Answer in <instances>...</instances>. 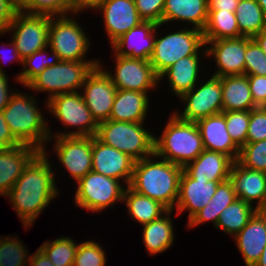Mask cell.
<instances>
[{"instance_id":"41","label":"cell","mask_w":266,"mask_h":266,"mask_svg":"<svg viewBox=\"0 0 266 266\" xmlns=\"http://www.w3.org/2000/svg\"><path fill=\"white\" fill-rule=\"evenodd\" d=\"M237 161L245 168L266 172V139L246 143L240 149Z\"/></svg>"},{"instance_id":"52","label":"cell","mask_w":266,"mask_h":266,"mask_svg":"<svg viewBox=\"0 0 266 266\" xmlns=\"http://www.w3.org/2000/svg\"><path fill=\"white\" fill-rule=\"evenodd\" d=\"M239 0H207L208 10L235 12Z\"/></svg>"},{"instance_id":"48","label":"cell","mask_w":266,"mask_h":266,"mask_svg":"<svg viewBox=\"0 0 266 266\" xmlns=\"http://www.w3.org/2000/svg\"><path fill=\"white\" fill-rule=\"evenodd\" d=\"M17 12L11 0H0V33L6 31Z\"/></svg>"},{"instance_id":"57","label":"cell","mask_w":266,"mask_h":266,"mask_svg":"<svg viewBox=\"0 0 266 266\" xmlns=\"http://www.w3.org/2000/svg\"><path fill=\"white\" fill-rule=\"evenodd\" d=\"M266 15V0H256Z\"/></svg>"},{"instance_id":"43","label":"cell","mask_w":266,"mask_h":266,"mask_svg":"<svg viewBox=\"0 0 266 266\" xmlns=\"http://www.w3.org/2000/svg\"><path fill=\"white\" fill-rule=\"evenodd\" d=\"M22 11L29 14L49 16L71 14L68 0H32Z\"/></svg>"},{"instance_id":"11","label":"cell","mask_w":266,"mask_h":266,"mask_svg":"<svg viewBox=\"0 0 266 266\" xmlns=\"http://www.w3.org/2000/svg\"><path fill=\"white\" fill-rule=\"evenodd\" d=\"M206 76L178 99V103L181 102L180 106L184 105L180 110L178 108L173 110L179 119L197 122L223 111L221 77L210 76L207 71Z\"/></svg>"},{"instance_id":"10","label":"cell","mask_w":266,"mask_h":266,"mask_svg":"<svg viewBox=\"0 0 266 266\" xmlns=\"http://www.w3.org/2000/svg\"><path fill=\"white\" fill-rule=\"evenodd\" d=\"M73 196L74 205L91 213L103 212L122 203L126 185L118 179L106 177L94 171L77 182ZM117 202V203H116Z\"/></svg>"},{"instance_id":"12","label":"cell","mask_w":266,"mask_h":266,"mask_svg":"<svg viewBox=\"0 0 266 266\" xmlns=\"http://www.w3.org/2000/svg\"><path fill=\"white\" fill-rule=\"evenodd\" d=\"M114 61V67L107 69L108 66L99 59V66L110 77L113 85L117 90H129L146 92L152 94L155 89L161 85L159 76L155 73L153 66L149 60L135 59L130 57H122L111 54ZM151 92V93H150Z\"/></svg>"},{"instance_id":"27","label":"cell","mask_w":266,"mask_h":266,"mask_svg":"<svg viewBox=\"0 0 266 266\" xmlns=\"http://www.w3.org/2000/svg\"><path fill=\"white\" fill-rule=\"evenodd\" d=\"M150 102V95L146 92L117 90L109 120L145 123Z\"/></svg>"},{"instance_id":"54","label":"cell","mask_w":266,"mask_h":266,"mask_svg":"<svg viewBox=\"0 0 266 266\" xmlns=\"http://www.w3.org/2000/svg\"><path fill=\"white\" fill-rule=\"evenodd\" d=\"M266 54V28L252 38Z\"/></svg>"},{"instance_id":"42","label":"cell","mask_w":266,"mask_h":266,"mask_svg":"<svg viewBox=\"0 0 266 266\" xmlns=\"http://www.w3.org/2000/svg\"><path fill=\"white\" fill-rule=\"evenodd\" d=\"M245 75L266 76V54L249 37H246Z\"/></svg>"},{"instance_id":"2","label":"cell","mask_w":266,"mask_h":266,"mask_svg":"<svg viewBox=\"0 0 266 266\" xmlns=\"http://www.w3.org/2000/svg\"><path fill=\"white\" fill-rule=\"evenodd\" d=\"M183 167L158 157L155 153L135 162L129 187L135 192L174 210Z\"/></svg>"},{"instance_id":"18","label":"cell","mask_w":266,"mask_h":266,"mask_svg":"<svg viewBox=\"0 0 266 266\" xmlns=\"http://www.w3.org/2000/svg\"><path fill=\"white\" fill-rule=\"evenodd\" d=\"M95 12L102 15L105 35L107 34L111 45L131 28L143 22L134 0H103Z\"/></svg>"},{"instance_id":"8","label":"cell","mask_w":266,"mask_h":266,"mask_svg":"<svg viewBox=\"0 0 266 266\" xmlns=\"http://www.w3.org/2000/svg\"><path fill=\"white\" fill-rule=\"evenodd\" d=\"M47 110L46 112L53 115L54 119L65 128V130L62 128L61 132H55L49 125L50 137L96 136L98 124L93 119L80 91L52 97L47 101Z\"/></svg>"},{"instance_id":"22","label":"cell","mask_w":266,"mask_h":266,"mask_svg":"<svg viewBox=\"0 0 266 266\" xmlns=\"http://www.w3.org/2000/svg\"><path fill=\"white\" fill-rule=\"evenodd\" d=\"M233 241L245 266H254L266 245V210H257Z\"/></svg>"},{"instance_id":"31","label":"cell","mask_w":266,"mask_h":266,"mask_svg":"<svg viewBox=\"0 0 266 266\" xmlns=\"http://www.w3.org/2000/svg\"><path fill=\"white\" fill-rule=\"evenodd\" d=\"M223 111L252 110L257 106L252 99L247 75L221 77Z\"/></svg>"},{"instance_id":"14","label":"cell","mask_w":266,"mask_h":266,"mask_svg":"<svg viewBox=\"0 0 266 266\" xmlns=\"http://www.w3.org/2000/svg\"><path fill=\"white\" fill-rule=\"evenodd\" d=\"M54 145L53 153L75 183L92 171L93 136L50 137L48 143ZM61 163V164H60ZM67 170V171H66Z\"/></svg>"},{"instance_id":"40","label":"cell","mask_w":266,"mask_h":266,"mask_svg":"<svg viewBox=\"0 0 266 266\" xmlns=\"http://www.w3.org/2000/svg\"><path fill=\"white\" fill-rule=\"evenodd\" d=\"M225 116L226 128L233 142L241 149L246 144L250 110L222 111Z\"/></svg>"},{"instance_id":"13","label":"cell","mask_w":266,"mask_h":266,"mask_svg":"<svg viewBox=\"0 0 266 266\" xmlns=\"http://www.w3.org/2000/svg\"><path fill=\"white\" fill-rule=\"evenodd\" d=\"M50 18L49 15L23 11H18L13 17L5 32H9L23 60L48 46Z\"/></svg>"},{"instance_id":"19","label":"cell","mask_w":266,"mask_h":266,"mask_svg":"<svg viewBox=\"0 0 266 266\" xmlns=\"http://www.w3.org/2000/svg\"><path fill=\"white\" fill-rule=\"evenodd\" d=\"M202 59H206V62L209 61L207 60V55H190L179 59L159 76V83L162 84L165 81L170 92L178 100L183 94L189 92L199 83L203 78L202 75H205L204 71L206 69L208 71V68H203L202 64L206 62ZM166 78L167 81L165 80Z\"/></svg>"},{"instance_id":"45","label":"cell","mask_w":266,"mask_h":266,"mask_svg":"<svg viewBox=\"0 0 266 266\" xmlns=\"http://www.w3.org/2000/svg\"><path fill=\"white\" fill-rule=\"evenodd\" d=\"M135 7L143 21L162 23L165 0H134Z\"/></svg>"},{"instance_id":"50","label":"cell","mask_w":266,"mask_h":266,"mask_svg":"<svg viewBox=\"0 0 266 266\" xmlns=\"http://www.w3.org/2000/svg\"><path fill=\"white\" fill-rule=\"evenodd\" d=\"M68 2L71 14H77L80 16L85 10L89 11L91 9L95 11L101 5L103 0H68Z\"/></svg>"},{"instance_id":"53","label":"cell","mask_w":266,"mask_h":266,"mask_svg":"<svg viewBox=\"0 0 266 266\" xmlns=\"http://www.w3.org/2000/svg\"><path fill=\"white\" fill-rule=\"evenodd\" d=\"M28 266H55L46 254L38 247L35 252L30 255Z\"/></svg>"},{"instance_id":"33","label":"cell","mask_w":266,"mask_h":266,"mask_svg":"<svg viewBox=\"0 0 266 266\" xmlns=\"http://www.w3.org/2000/svg\"><path fill=\"white\" fill-rule=\"evenodd\" d=\"M202 32L204 41L242 37L235 12L222 10H208L207 22Z\"/></svg>"},{"instance_id":"26","label":"cell","mask_w":266,"mask_h":266,"mask_svg":"<svg viewBox=\"0 0 266 266\" xmlns=\"http://www.w3.org/2000/svg\"><path fill=\"white\" fill-rule=\"evenodd\" d=\"M208 18L207 0H165L162 24L170 28L183 24L203 31ZM191 24V25H190Z\"/></svg>"},{"instance_id":"49","label":"cell","mask_w":266,"mask_h":266,"mask_svg":"<svg viewBox=\"0 0 266 266\" xmlns=\"http://www.w3.org/2000/svg\"><path fill=\"white\" fill-rule=\"evenodd\" d=\"M20 145L10 132L9 126L4 119L3 112L0 111V149H6Z\"/></svg>"},{"instance_id":"56","label":"cell","mask_w":266,"mask_h":266,"mask_svg":"<svg viewBox=\"0 0 266 266\" xmlns=\"http://www.w3.org/2000/svg\"><path fill=\"white\" fill-rule=\"evenodd\" d=\"M254 266H266V245L260 256V259L257 261V263Z\"/></svg>"},{"instance_id":"29","label":"cell","mask_w":266,"mask_h":266,"mask_svg":"<svg viewBox=\"0 0 266 266\" xmlns=\"http://www.w3.org/2000/svg\"><path fill=\"white\" fill-rule=\"evenodd\" d=\"M174 210H168L160 218L142 225V242L149 256H156L172 248L175 242Z\"/></svg>"},{"instance_id":"16","label":"cell","mask_w":266,"mask_h":266,"mask_svg":"<svg viewBox=\"0 0 266 266\" xmlns=\"http://www.w3.org/2000/svg\"><path fill=\"white\" fill-rule=\"evenodd\" d=\"M207 59L215 65L210 75L217 77L245 75L246 37L204 41ZM215 63V64H214Z\"/></svg>"},{"instance_id":"15","label":"cell","mask_w":266,"mask_h":266,"mask_svg":"<svg viewBox=\"0 0 266 266\" xmlns=\"http://www.w3.org/2000/svg\"><path fill=\"white\" fill-rule=\"evenodd\" d=\"M117 88L98 65L85 78L80 93L97 124L109 120Z\"/></svg>"},{"instance_id":"47","label":"cell","mask_w":266,"mask_h":266,"mask_svg":"<svg viewBox=\"0 0 266 266\" xmlns=\"http://www.w3.org/2000/svg\"><path fill=\"white\" fill-rule=\"evenodd\" d=\"M4 34L6 35V32H1L0 36H4ZM1 44L2 43L0 41V73L6 74L5 69H4L5 65L3 66V64H5L6 61L8 62V64H9V62H11V63L16 62V63H19L21 66H23V59L20 57L19 52L17 51V48H16L13 40L11 39V37H10V42L6 43L7 45L5 44V47H3ZM1 46L4 50L8 46L9 51H8V49H6V51L4 52V50L1 48ZM7 51L9 52V55H8Z\"/></svg>"},{"instance_id":"36","label":"cell","mask_w":266,"mask_h":266,"mask_svg":"<svg viewBox=\"0 0 266 266\" xmlns=\"http://www.w3.org/2000/svg\"><path fill=\"white\" fill-rule=\"evenodd\" d=\"M49 51V53H47ZM61 61L59 55L52 51L50 47H45L23 60L22 71L15 74L14 81L25 87L35 76L40 74L45 68L53 66Z\"/></svg>"},{"instance_id":"24","label":"cell","mask_w":266,"mask_h":266,"mask_svg":"<svg viewBox=\"0 0 266 266\" xmlns=\"http://www.w3.org/2000/svg\"><path fill=\"white\" fill-rule=\"evenodd\" d=\"M40 152L36 147L23 144L0 149V196L4 197L11 190L24 169Z\"/></svg>"},{"instance_id":"55","label":"cell","mask_w":266,"mask_h":266,"mask_svg":"<svg viewBox=\"0 0 266 266\" xmlns=\"http://www.w3.org/2000/svg\"><path fill=\"white\" fill-rule=\"evenodd\" d=\"M18 11H22L32 0H11Z\"/></svg>"},{"instance_id":"6","label":"cell","mask_w":266,"mask_h":266,"mask_svg":"<svg viewBox=\"0 0 266 266\" xmlns=\"http://www.w3.org/2000/svg\"><path fill=\"white\" fill-rule=\"evenodd\" d=\"M98 64L99 61H60L45 68L25 88L29 89V92L32 90L34 94L48 93L43 101L47 110V101L52 97L80 91L85 78Z\"/></svg>"},{"instance_id":"37","label":"cell","mask_w":266,"mask_h":266,"mask_svg":"<svg viewBox=\"0 0 266 266\" xmlns=\"http://www.w3.org/2000/svg\"><path fill=\"white\" fill-rule=\"evenodd\" d=\"M78 245L72 237L63 235L51 241L46 240L39 248L55 266H73Z\"/></svg>"},{"instance_id":"1","label":"cell","mask_w":266,"mask_h":266,"mask_svg":"<svg viewBox=\"0 0 266 266\" xmlns=\"http://www.w3.org/2000/svg\"><path fill=\"white\" fill-rule=\"evenodd\" d=\"M48 152H40L4 196L9 199L7 201L18 215L24 231L31 229L39 215L61 193L56 181L59 178Z\"/></svg>"},{"instance_id":"38","label":"cell","mask_w":266,"mask_h":266,"mask_svg":"<svg viewBox=\"0 0 266 266\" xmlns=\"http://www.w3.org/2000/svg\"><path fill=\"white\" fill-rule=\"evenodd\" d=\"M16 234L0 237V266H28L30 252Z\"/></svg>"},{"instance_id":"32","label":"cell","mask_w":266,"mask_h":266,"mask_svg":"<svg viewBox=\"0 0 266 266\" xmlns=\"http://www.w3.org/2000/svg\"><path fill=\"white\" fill-rule=\"evenodd\" d=\"M122 204H125L128 216L141 226L160 218L168 209L160 202L141 195L129 186L126 187Z\"/></svg>"},{"instance_id":"39","label":"cell","mask_w":266,"mask_h":266,"mask_svg":"<svg viewBox=\"0 0 266 266\" xmlns=\"http://www.w3.org/2000/svg\"><path fill=\"white\" fill-rule=\"evenodd\" d=\"M103 245L95 239L80 242L75 254L73 266H106L107 255Z\"/></svg>"},{"instance_id":"20","label":"cell","mask_w":266,"mask_h":266,"mask_svg":"<svg viewBox=\"0 0 266 266\" xmlns=\"http://www.w3.org/2000/svg\"><path fill=\"white\" fill-rule=\"evenodd\" d=\"M218 184V181L193 179L183 170L179 182L178 199L174 208L176 216L188 211L187 221H189L210 202Z\"/></svg>"},{"instance_id":"21","label":"cell","mask_w":266,"mask_h":266,"mask_svg":"<svg viewBox=\"0 0 266 266\" xmlns=\"http://www.w3.org/2000/svg\"><path fill=\"white\" fill-rule=\"evenodd\" d=\"M229 179L238 199L252 205L256 210H266V172L245 168L238 161H234Z\"/></svg>"},{"instance_id":"28","label":"cell","mask_w":266,"mask_h":266,"mask_svg":"<svg viewBox=\"0 0 266 266\" xmlns=\"http://www.w3.org/2000/svg\"><path fill=\"white\" fill-rule=\"evenodd\" d=\"M233 160L220 152L204 150L183 170L193 179H208L219 183L229 179Z\"/></svg>"},{"instance_id":"46","label":"cell","mask_w":266,"mask_h":266,"mask_svg":"<svg viewBox=\"0 0 266 266\" xmlns=\"http://www.w3.org/2000/svg\"><path fill=\"white\" fill-rule=\"evenodd\" d=\"M254 104L266 107V76L247 75Z\"/></svg>"},{"instance_id":"3","label":"cell","mask_w":266,"mask_h":266,"mask_svg":"<svg viewBox=\"0 0 266 266\" xmlns=\"http://www.w3.org/2000/svg\"><path fill=\"white\" fill-rule=\"evenodd\" d=\"M37 101L33 92L31 95V92L23 93L17 89L2 112L10 132L20 144L43 152L47 150L50 138L49 121Z\"/></svg>"},{"instance_id":"44","label":"cell","mask_w":266,"mask_h":266,"mask_svg":"<svg viewBox=\"0 0 266 266\" xmlns=\"http://www.w3.org/2000/svg\"><path fill=\"white\" fill-rule=\"evenodd\" d=\"M266 139V107H256L250 110V120L247 130L246 143Z\"/></svg>"},{"instance_id":"23","label":"cell","mask_w":266,"mask_h":266,"mask_svg":"<svg viewBox=\"0 0 266 266\" xmlns=\"http://www.w3.org/2000/svg\"><path fill=\"white\" fill-rule=\"evenodd\" d=\"M156 23L143 21L110 45L118 56L149 60L154 48Z\"/></svg>"},{"instance_id":"9","label":"cell","mask_w":266,"mask_h":266,"mask_svg":"<svg viewBox=\"0 0 266 266\" xmlns=\"http://www.w3.org/2000/svg\"><path fill=\"white\" fill-rule=\"evenodd\" d=\"M76 17L79 18L77 14L51 16L48 47L59 55L61 61H99L98 56L96 59L86 57L92 39Z\"/></svg>"},{"instance_id":"35","label":"cell","mask_w":266,"mask_h":266,"mask_svg":"<svg viewBox=\"0 0 266 266\" xmlns=\"http://www.w3.org/2000/svg\"><path fill=\"white\" fill-rule=\"evenodd\" d=\"M256 211L255 207L237 198L222 211L216 229L234 237L247 225Z\"/></svg>"},{"instance_id":"34","label":"cell","mask_w":266,"mask_h":266,"mask_svg":"<svg viewBox=\"0 0 266 266\" xmlns=\"http://www.w3.org/2000/svg\"><path fill=\"white\" fill-rule=\"evenodd\" d=\"M235 14L243 37L253 38L266 28V15L256 0H239Z\"/></svg>"},{"instance_id":"30","label":"cell","mask_w":266,"mask_h":266,"mask_svg":"<svg viewBox=\"0 0 266 266\" xmlns=\"http://www.w3.org/2000/svg\"><path fill=\"white\" fill-rule=\"evenodd\" d=\"M236 199L237 196L231 180L227 179L220 182L210 202L187 222L186 228L194 229V227H199L206 222H211L213 228H216L222 211Z\"/></svg>"},{"instance_id":"5","label":"cell","mask_w":266,"mask_h":266,"mask_svg":"<svg viewBox=\"0 0 266 266\" xmlns=\"http://www.w3.org/2000/svg\"><path fill=\"white\" fill-rule=\"evenodd\" d=\"M163 27L164 24L161 23L155 28L154 48L149 59L158 76L181 58L207 55L201 30L183 25V28H175L176 31L172 29L162 33Z\"/></svg>"},{"instance_id":"4","label":"cell","mask_w":266,"mask_h":266,"mask_svg":"<svg viewBox=\"0 0 266 266\" xmlns=\"http://www.w3.org/2000/svg\"><path fill=\"white\" fill-rule=\"evenodd\" d=\"M162 134L154 138V153L171 163L185 167L205 149L196 122L179 119L173 112L168 115Z\"/></svg>"},{"instance_id":"25","label":"cell","mask_w":266,"mask_h":266,"mask_svg":"<svg viewBox=\"0 0 266 266\" xmlns=\"http://www.w3.org/2000/svg\"><path fill=\"white\" fill-rule=\"evenodd\" d=\"M205 150L223 153L237 161L240 148L233 142L226 128L224 114L218 113L196 122Z\"/></svg>"},{"instance_id":"17","label":"cell","mask_w":266,"mask_h":266,"mask_svg":"<svg viewBox=\"0 0 266 266\" xmlns=\"http://www.w3.org/2000/svg\"><path fill=\"white\" fill-rule=\"evenodd\" d=\"M135 160L93 136L92 171L130 185Z\"/></svg>"},{"instance_id":"51","label":"cell","mask_w":266,"mask_h":266,"mask_svg":"<svg viewBox=\"0 0 266 266\" xmlns=\"http://www.w3.org/2000/svg\"><path fill=\"white\" fill-rule=\"evenodd\" d=\"M9 79L8 74L0 73V111L7 106L9 100L17 91L14 87L9 86Z\"/></svg>"},{"instance_id":"7","label":"cell","mask_w":266,"mask_h":266,"mask_svg":"<svg viewBox=\"0 0 266 266\" xmlns=\"http://www.w3.org/2000/svg\"><path fill=\"white\" fill-rule=\"evenodd\" d=\"M145 123L106 120L98 124L96 137L135 161L154 154L155 133Z\"/></svg>"}]
</instances>
